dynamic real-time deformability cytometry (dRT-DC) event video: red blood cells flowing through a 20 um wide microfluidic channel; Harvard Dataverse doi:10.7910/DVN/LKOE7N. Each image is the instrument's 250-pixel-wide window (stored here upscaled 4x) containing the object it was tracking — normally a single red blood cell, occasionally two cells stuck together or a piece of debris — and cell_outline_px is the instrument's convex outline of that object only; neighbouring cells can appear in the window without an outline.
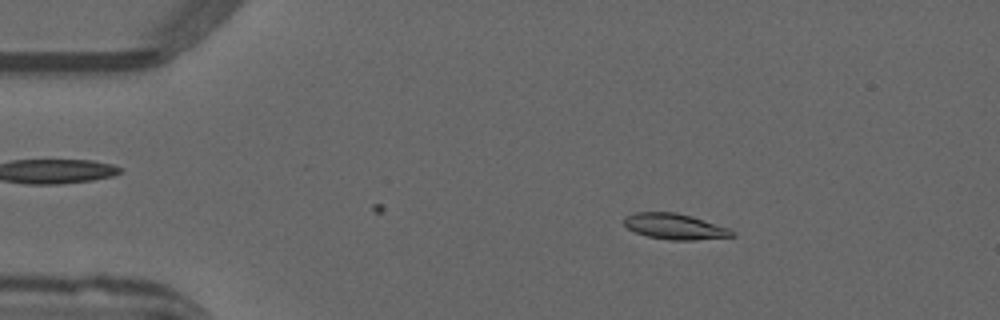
{"species": "common noctule bat (a hibernating species)", "species_latin": "Nyctalus noctula", "temperature_condition": "warm", "stored_images_in_passage": 40, "camera_frame_rate_fps": 3000, "um_per_image_px": 0.085, "animal": {"sex": "male", "forearm_length_mm": 52.5}, "frame": {"image": 1, "passage_image": 2, "time_ms": 0.333, "image_size_px": [1000, 320], "cell_outline_px": [[736, 236], [692, 240], [668, 240], [648, 236], [636, 232], [628, 228], [624, 224], [624, 216], [636, 212], [676, 212], [692, 216], [728, 228], [736, 232]], "centroid_in_image_um": [57.36, 19.25], "position_along_channel_um": 27.6, "area_um2": 16.18}}
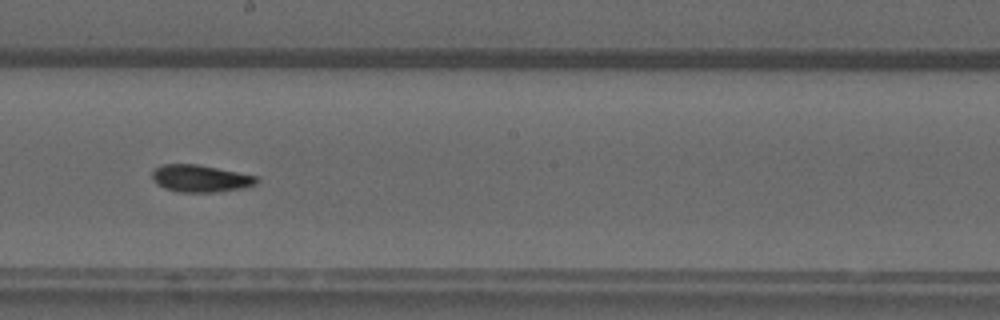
{"frame": {"image": 2, "passage_image": 22, "time_ms": 7.0, "image_size_px": [1000, 320], "cell_outline_px": [[260, 180], [256, 184], [244, 188], [216, 192], [180, 192], [164, 188], [156, 184], [152, 180], [152, 172], [160, 164], [196, 164], [256, 176]], "centroid_in_image_um": [17.01, 15.18], "position_along_channel_um": 231.2, "area_um2": 16.53}}
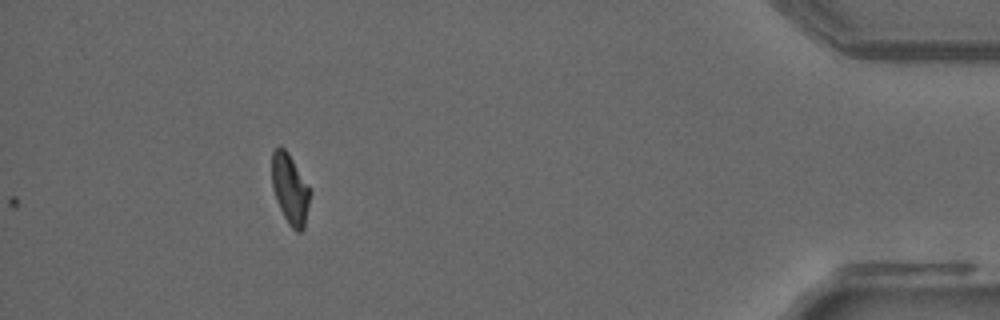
{"frame": {"image": 3, "passage_image": 40, "time_ms": 13.0, "image_size_px": [1000, 320], "cell_outline_px": [[312, 192], [304, 228], [300, 232], [296, 232], [288, 224], [276, 200], [272, 184], [272, 152], [276, 148], [284, 148], [288, 152]], "centroid_in_image_um": [24.67, 16.1], "position_along_channel_um": 410.5, "area_um2": 15.55}, "authors_computed_cell_mechanics": {"area_um2": 16.1551, "velocity_mm_per_s": 3.9907, "shape_relaxation_time_tau1_ms": null, "shape_relaxation_time_tau2_ms": 3.0061, "deformation_change_tau1": null, "deformation_change_tau2": 0.0831}}